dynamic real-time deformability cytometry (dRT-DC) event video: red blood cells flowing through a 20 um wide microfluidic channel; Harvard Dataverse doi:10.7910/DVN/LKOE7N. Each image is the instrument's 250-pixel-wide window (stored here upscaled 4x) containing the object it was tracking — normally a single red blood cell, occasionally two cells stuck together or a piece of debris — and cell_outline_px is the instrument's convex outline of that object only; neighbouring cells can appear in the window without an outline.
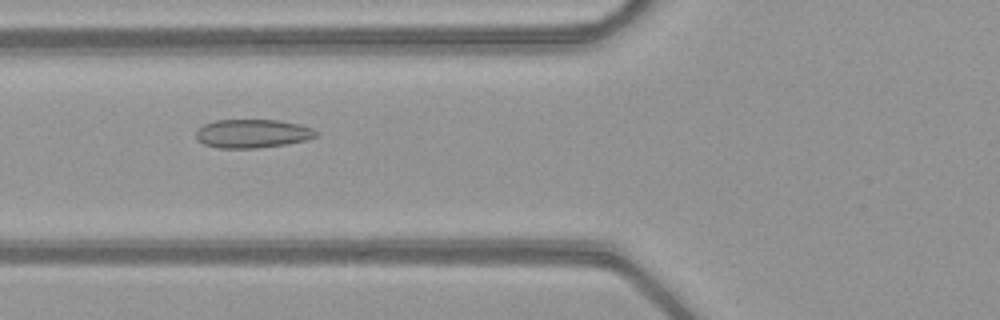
{"species": "common noctule bat (a hibernating species)", "species_latin": "Nyctalus noctula", "temperature_condition": "warm", "stored_images_in_passage": 43, "camera_frame_rate_fps": 3000, "um_per_image_px": 0.085, "animal": {"sex": "female", "body_mass_g": 21.9}, "frame": {"image": 1, "passage_image": 12, "time_ms": 3.667, "image_size_px": [1000, 320], "cell_outline_px": [[320, 136], [308, 140], [284, 144], [256, 148], [220, 148], [204, 144], [196, 140], [196, 128], [204, 124], [216, 120], [280, 120], [300, 124], [312, 128], [320, 132]], "centroid_in_image_um": [21.49, 11.35], "position_along_channel_um": 104.3, "area_um2": 20.29}}
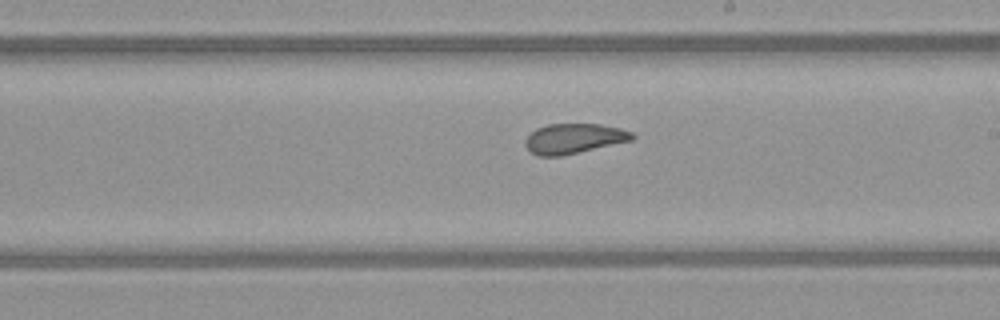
{"frame": {"image": 2, "passage_image": 22, "time_ms": 7.0, "image_size_px": [1000, 320], "cell_outline_px": [[636, 136], [632, 140], [560, 156], [536, 156], [524, 144], [524, 140], [536, 128], [548, 124], [600, 124], [620, 128], [632, 132]], "centroid_in_image_um": [48.77, 11.77], "position_along_channel_um": 240.2, "area_um2": 18.55}}
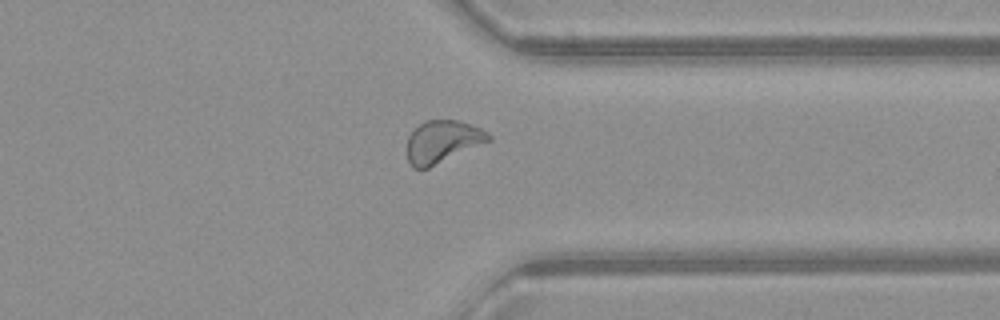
{"frame": {"image": 3, "passage_image": 32, "time_ms": 10.333, "image_size_px": [1000, 320], "cell_outline_px": [[492, 140], [428, 168], [412, 168], [408, 160], [408, 136], [424, 120], [460, 120], [480, 128], [488, 132], [492, 136]], "centroid_in_image_um": [37.64, 12.03], "position_along_channel_um": 373.8, "area_um2": 20.06}, "authors_computed_cell_mechanics": {"area_um2": 20.2878, "velocity_mm_per_s": 4.0575, "shape_relaxation_time_tau1_ms": 10.871, "shape_relaxation_time_tau2_ms": 1.5474, "deformation_change_tau1": 0.1906, "deformation_change_tau2": 0.0836}}